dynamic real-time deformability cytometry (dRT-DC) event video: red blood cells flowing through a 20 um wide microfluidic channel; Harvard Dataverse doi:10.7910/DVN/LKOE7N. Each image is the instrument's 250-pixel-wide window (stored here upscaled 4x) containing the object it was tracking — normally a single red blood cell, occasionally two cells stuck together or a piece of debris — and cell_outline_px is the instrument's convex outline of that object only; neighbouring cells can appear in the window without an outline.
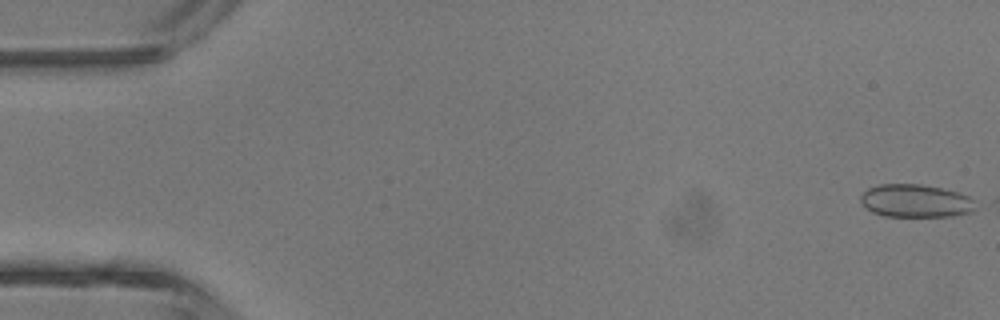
{"species": "common noctule bat (a hibernating species)", "species_latin": "Nyctalus noctula", "temperature_condition": "room temperature", "stored_images_in_passage": 9, "camera_frame_rate_fps": 3000, "um_per_image_px": 0.085, "animal": {"sex": "male", "body_mass_g": 13.3}, "frame": {"image": 1, "passage_image": 1, "time_ms": 0.0, "image_size_px": [1000, 320], "cell_outline_px": [[972, 212], [952, 216], [884, 216], [872, 212], [860, 200], [860, 196], [868, 188], [880, 184], [920, 184], [940, 188], [956, 192], [968, 196], [972, 200]], "centroid_in_image_um": [77.78, 17.07], "position_along_channel_um": 7.2, "area_um2": 21.68}}